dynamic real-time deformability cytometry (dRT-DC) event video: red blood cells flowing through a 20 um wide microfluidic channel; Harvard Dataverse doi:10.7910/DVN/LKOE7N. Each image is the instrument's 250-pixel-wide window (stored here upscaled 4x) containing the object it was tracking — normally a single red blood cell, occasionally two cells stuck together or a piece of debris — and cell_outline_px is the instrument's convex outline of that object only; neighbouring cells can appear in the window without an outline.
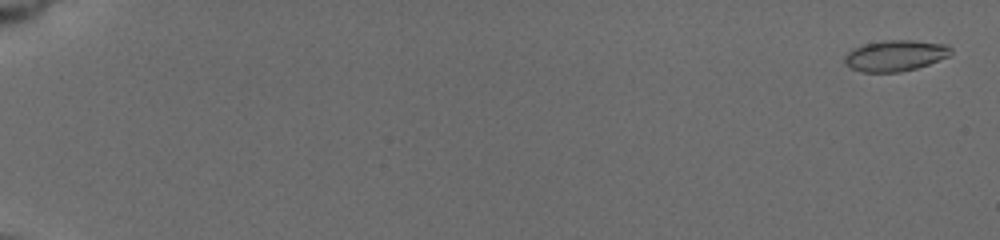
{"species": "common noctule bat (a hibernating species)", "species_latin": "Nyctalus noctula", "temperature_condition": "cold", "stored_images_in_passage": 31, "camera_frame_rate_fps": 3000, "um_per_image_px": 0.085, "animal": {"sex": "female", "body_mass_g": 19.5, "forearm_length_mm": 54.1}, "frame": {"image": 1, "passage_image": 2, "time_ms": 0.333, "image_size_px": [1000, 240], "cell_outline_px": [[952, 52], [948, 56], [928, 64], [916, 68], [900, 72], [860, 72], [844, 64], [844, 56], [852, 48], [864, 44], [880, 40], [912, 40], [948, 44], [952, 48]], "centroid_in_image_um": [76.08, 4.72], "position_along_channel_um": 8.9, "area_um2": 19.36}}
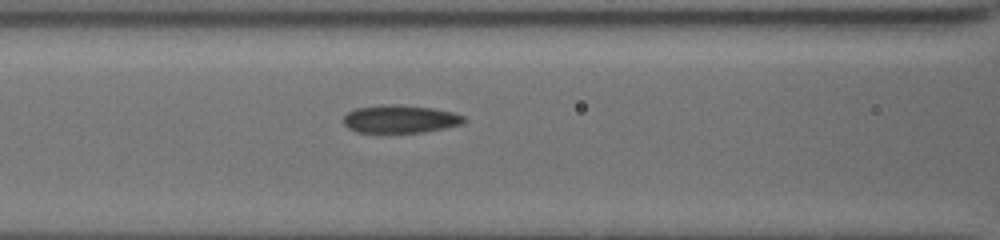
{"frame": {"image": 2, "passage_image": 23, "time_ms": 9.0, "image_size_px": [1000, 240], "cell_outline_px": [[468, 120], [460, 124], [444, 128], [424, 132], [356, 132], [348, 128], [344, 124], [344, 116], [348, 112], [356, 108], [380, 104], [400, 104], [432, 108], [452, 112], [464, 116]], "centroid_in_image_um": [34.01, 10.1], "position_along_channel_um": 132.6, "area_um2": 19.65}}
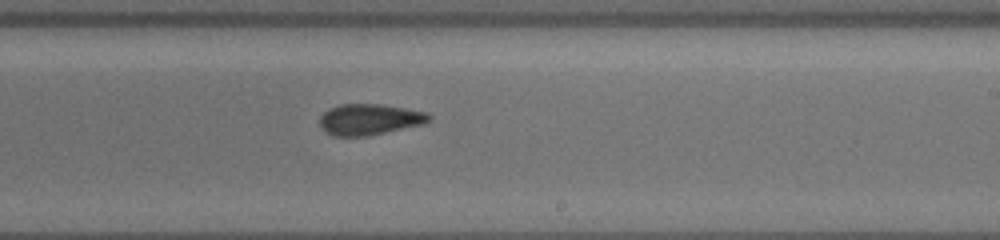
{"frame": {"image": 3, "passage_image": 31, "time_ms": 12.333, "image_size_px": [1000, 240], "cell_outline_px": [[432, 116], [424, 124], [368, 136], [332, 136], [320, 124], [320, 116], [328, 108], [340, 104], [380, 104], [428, 112]], "centroid_in_image_um": [31.42, 10.14], "position_along_channel_um": 257.6, "area_um2": 19.71}}